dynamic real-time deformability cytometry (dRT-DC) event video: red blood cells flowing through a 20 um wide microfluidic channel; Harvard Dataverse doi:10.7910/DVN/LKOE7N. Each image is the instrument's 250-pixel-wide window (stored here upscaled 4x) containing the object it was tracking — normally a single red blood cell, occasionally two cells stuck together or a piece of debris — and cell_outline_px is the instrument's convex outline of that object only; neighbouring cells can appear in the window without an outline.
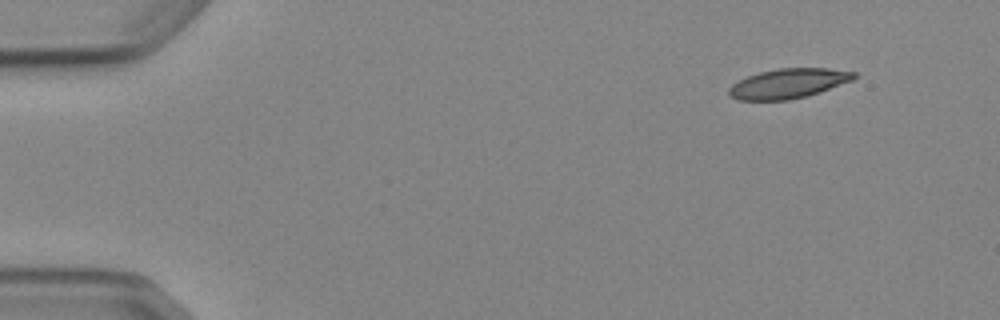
{"species": "Egyptian fruit bat (a non-hibernating species)", "species_latin": "Rousettus aegyptiacus", "temperature_condition": "cold", "stored_images_in_passage": 5, "segment_of_instrument_passage": [1, 2], "camera_frame_rate_fps": 3000, "um_per_image_px": 0.085, "animal": {"sex": "female"}, "frame": {"image": 1, "passage_image": 1, "time_ms": 0.0, "image_size_px": [1000, 320], "cell_outline_px": [[856, 76], [852, 80], [820, 92], [808, 96], [788, 100], [736, 100], [728, 96], [728, 88], [732, 84], [748, 76], [760, 72], [780, 68], [828, 68], [856, 72]], "centroid_in_image_um": [66.98, 7.1], "position_along_channel_um": 18.0, "area_um2": 21.68}}
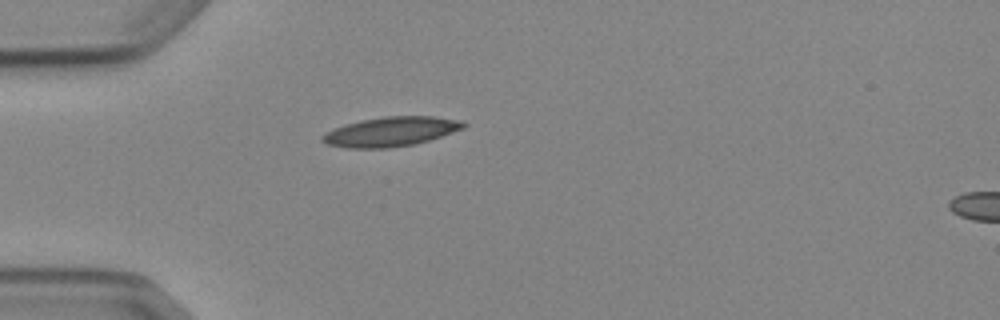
{"frame": {"image": 2, "passage_image": 4, "time_ms": 3.333, "image_size_px": [1000, 320], "cell_outline_px": [[468, 124], [464, 128], [416, 144], [388, 148], [344, 148], [328, 144], [320, 140], [320, 136], [344, 124], [360, 120], [384, 116], [432, 116], [460, 120]], "centroid_in_image_um": [33.21, 11.19], "position_along_channel_um": 51.8, "area_um2": 24.22}}